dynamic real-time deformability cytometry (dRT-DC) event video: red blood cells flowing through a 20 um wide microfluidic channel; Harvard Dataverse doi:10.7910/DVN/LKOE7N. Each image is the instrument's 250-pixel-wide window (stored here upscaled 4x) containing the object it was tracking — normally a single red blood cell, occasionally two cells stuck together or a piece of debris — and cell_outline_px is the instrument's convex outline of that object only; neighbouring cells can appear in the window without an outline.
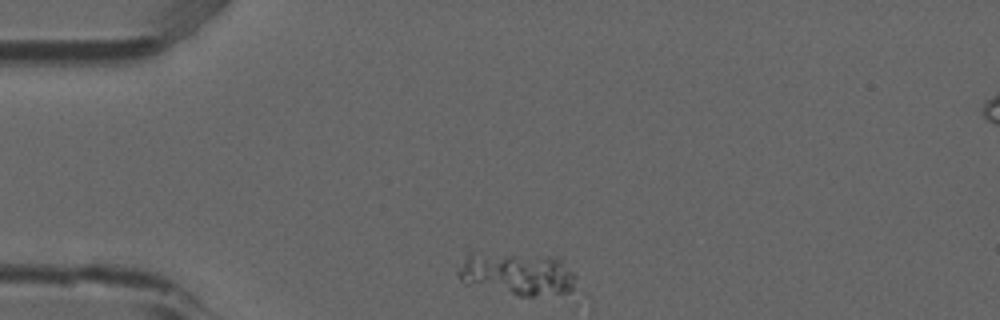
{"species": "common noctule bat (a hibernating species)", "species_latin": "Nyctalus noctula", "temperature_condition": "room temperature", "stored_images_in_passage": 3, "camera_frame_rate_fps": 3000, "um_per_image_px": 0.085, "animal": {"sex": "male", "forearm_length_mm": 52.5}, "frame": {"image": 1, "passage_image": 1, "time_ms": 0.0, "image_size_px": [1000, 320], "cell_outline_px": [[584, 292], [576, 304], [516, 296], [464, 284], [460, 280], [456, 272], [456, 268], [468, 252], [472, 252], [560, 256], [572, 272]], "centroid_in_image_um": [44.31, 23.45], "position_along_channel_um": 40.7, "area_um2": 33.7}}